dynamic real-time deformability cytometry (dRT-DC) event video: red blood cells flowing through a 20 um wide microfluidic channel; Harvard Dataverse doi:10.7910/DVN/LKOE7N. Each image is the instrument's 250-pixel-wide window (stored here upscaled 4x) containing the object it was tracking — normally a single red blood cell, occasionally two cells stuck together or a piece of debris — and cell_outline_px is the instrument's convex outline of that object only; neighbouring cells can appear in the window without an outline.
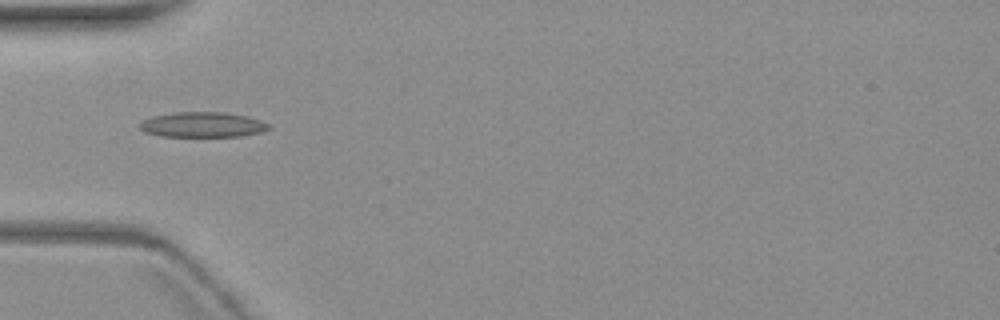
{"species": "common noctule bat (a hibernating species)", "species_latin": "Nyctalus noctula", "temperature_condition": "warm", "stored_images_in_passage": 5, "camera_frame_rate_fps": 3000, "um_per_image_px": 0.085, "animal": {"sex": "female", "body_mass_g": 19.3, "forearm_length_mm": 54.1}, "frame": {"image": 1, "passage_image": 2, "time_ms": 2.333, "image_size_px": [1000, 320], "cell_outline_px": [[272, 128], [260, 132], [240, 136], [160, 136], [144, 132], [140, 128], [140, 124], [144, 120], [152, 116], [172, 112], [224, 112], [244, 116], [260, 120], [272, 124]], "centroid_in_image_um": [17.23, 10.59], "position_along_channel_um": 67.8, "area_um2": 18.9}}
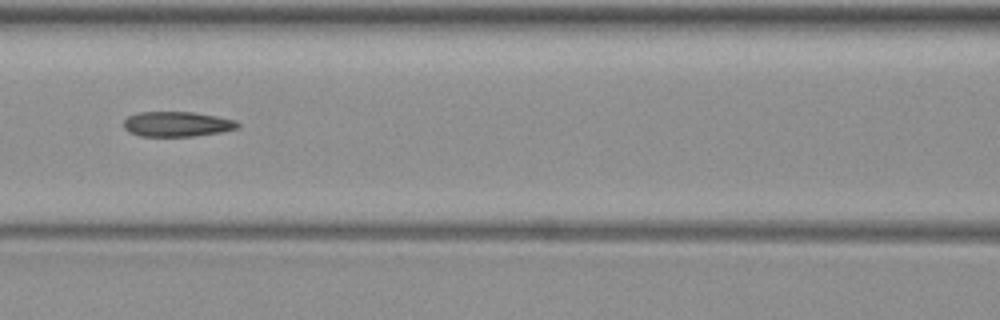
{"frame": {"image": 2, "passage_image": 4, "time_ms": 4.667, "image_size_px": [1000, 320], "cell_outline_px": [[240, 128], [220, 132], [192, 136], [140, 136], [128, 132], [124, 128], [124, 120], [128, 116], [140, 112], [196, 112], [236, 120], [240, 124]], "centroid_in_image_um": [15.06, 10.54], "position_along_channel_um": 151.5, "area_um2": 16.7}}
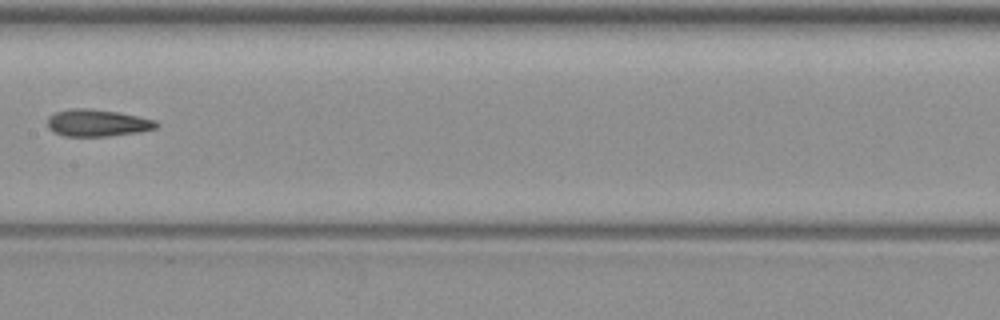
{"frame": {"image": 3, "passage_image": 5, "time_ms": 6.0, "image_size_px": [1000, 320], "cell_outline_px": [[160, 124], [156, 128], [140, 132], [108, 136], [64, 136], [52, 132], [48, 128], [48, 116], [56, 112], [72, 108], [88, 108], [116, 112], [156, 120]], "centroid_in_image_um": [8.26, 10.45], "position_along_channel_um": 199.1, "area_um2": 17.17}}